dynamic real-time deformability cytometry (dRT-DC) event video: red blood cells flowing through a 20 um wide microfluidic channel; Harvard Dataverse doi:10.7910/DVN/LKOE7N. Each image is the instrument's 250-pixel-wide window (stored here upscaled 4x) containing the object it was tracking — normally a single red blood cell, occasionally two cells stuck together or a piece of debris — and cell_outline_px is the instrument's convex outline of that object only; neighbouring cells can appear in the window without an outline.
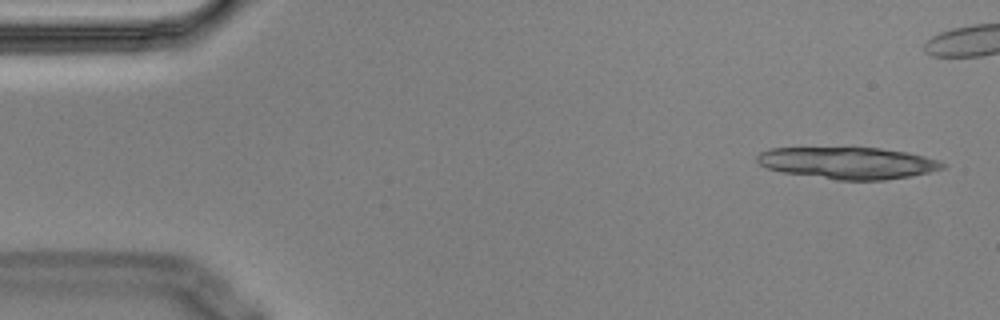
{"species": "Egyptian fruit bat (a non-hibernating species)", "species_latin": "Rousettus aegyptiacus", "temperature_condition": "cold", "stored_images_in_passage": 5, "camera_frame_rate_fps": 3000, "um_per_image_px": 0.085, "animal": {"sex": "male"}, "frame": {"image": 1, "passage_image": 1, "time_ms": 0.0, "image_size_px": [1000, 320], "cell_outline_px": [[948, 164], [944, 168], [928, 172], [908, 176], [884, 180], [836, 180], [780, 172], [768, 168], [760, 164], [756, 160], [756, 156], [760, 152], [768, 148], [880, 148], [908, 152], [940, 160]], "centroid_in_image_um": [72.07, 13.85], "position_along_channel_um": 12.9, "area_um2": 34.45}}